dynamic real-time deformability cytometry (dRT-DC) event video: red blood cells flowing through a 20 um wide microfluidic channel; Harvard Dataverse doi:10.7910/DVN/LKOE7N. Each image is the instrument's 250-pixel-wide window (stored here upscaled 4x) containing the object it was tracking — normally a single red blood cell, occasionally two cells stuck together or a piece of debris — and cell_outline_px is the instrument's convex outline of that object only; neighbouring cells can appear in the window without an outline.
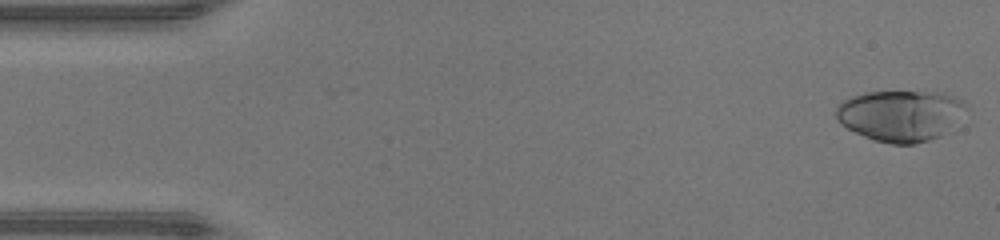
{"species": "human", "species_latin": "Homo sapiens", "temperature_condition": "warm", "stored_images_in_passage": 46, "camera_frame_rate_fps": 3000, "um_per_image_px": 0.085, "donor": {"sex": "male"}, "frame": {"image": 1, "passage_image": 1, "time_ms": 0.0, "image_size_px": [1000, 240], "cell_outline_px": [[968, 108], [940, 136], [916, 144], [892, 144], [872, 140], [848, 128], [836, 116], [836, 108], [844, 100], [852, 96], [864, 92], [944, 92], [964, 100], [968, 104]], "centroid_in_image_um": [76.57, 9.81], "position_along_channel_um": 8.4, "area_um2": 38.44}}
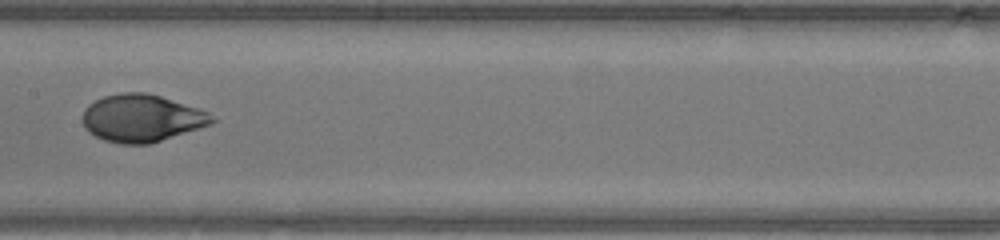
{"frame": {"image": 2, "passage_image": 23, "time_ms": 7.333, "image_size_px": [1000, 240], "cell_outline_px": [[216, 120], [208, 124], [148, 144], [120, 144], [104, 140], [88, 132], [84, 128], [84, 108], [88, 104], [104, 96], [120, 92], [144, 92], [160, 96], [208, 112]], "centroid_in_image_um": [11.97, 10.03], "position_along_channel_um": 195.4, "area_um2": 35.08}}
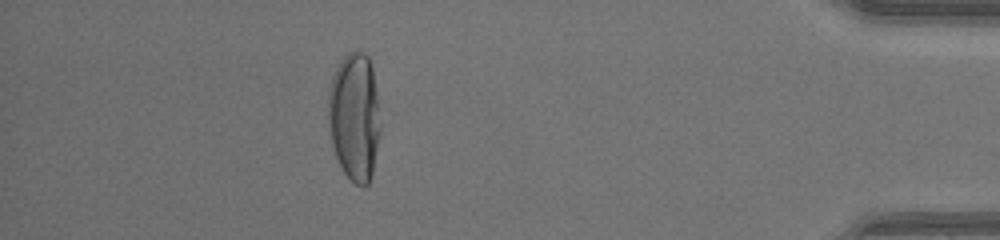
{"frame": {"image": 3, "passage_image": 41, "time_ms": 13.333, "image_size_px": [1000, 240], "cell_outline_px": [[380, 132], [372, 172], [368, 184], [364, 188], [356, 184], [344, 172], [336, 156], [332, 144], [328, 128], [328, 88], [332, 76], [340, 60], [348, 52], [356, 48], [364, 52], [368, 56], [372, 68], [376, 92], [380, 124]], "centroid_in_image_um": [30.11, 9.88], "position_along_channel_um": 405.1, "area_um2": 39.13}, "authors_computed_cell_mechanics": {"area_um2": 36.9342, "velocity_mm_per_s": 4.4109, "shape_relaxation_time_tau1_ms": 5.8943, "shape_relaxation_time_tau2_ms": null, "deformation_change_tau1": 0.2984, "deformation_change_tau2": null}}